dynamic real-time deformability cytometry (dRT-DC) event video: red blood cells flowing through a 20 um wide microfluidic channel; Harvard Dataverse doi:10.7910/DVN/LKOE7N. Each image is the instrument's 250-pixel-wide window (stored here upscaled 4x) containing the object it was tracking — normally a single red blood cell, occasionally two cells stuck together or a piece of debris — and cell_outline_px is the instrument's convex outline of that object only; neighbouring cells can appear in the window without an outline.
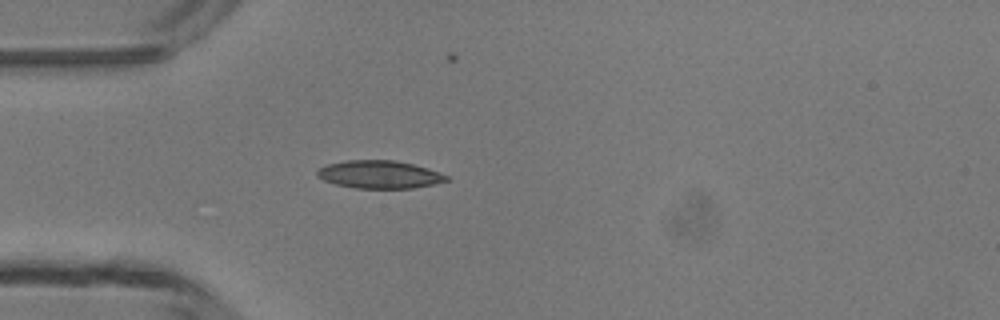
{"species": "common noctule bat (a hibernating species)", "species_latin": "Nyctalus noctula", "temperature_condition": "room temperature", "stored_images_in_passage": 4, "camera_frame_rate_fps": 3000, "um_per_image_px": 0.085, "animal": {"sex": "male", "body_mass_g": 13.3}, "frame": {"image": 1, "passage_image": 4, "time_ms": 4.333, "image_size_px": [1000, 320], "cell_outline_px": [[452, 180], [436, 184], [412, 188], [356, 188], [336, 184], [324, 180], [316, 176], [316, 172], [320, 168], [328, 164], [348, 160], [396, 160], [428, 168], [448, 176]], "centroid_in_image_um": [32.29, 14.83], "position_along_channel_um": 52.7, "area_um2": 20.98}}